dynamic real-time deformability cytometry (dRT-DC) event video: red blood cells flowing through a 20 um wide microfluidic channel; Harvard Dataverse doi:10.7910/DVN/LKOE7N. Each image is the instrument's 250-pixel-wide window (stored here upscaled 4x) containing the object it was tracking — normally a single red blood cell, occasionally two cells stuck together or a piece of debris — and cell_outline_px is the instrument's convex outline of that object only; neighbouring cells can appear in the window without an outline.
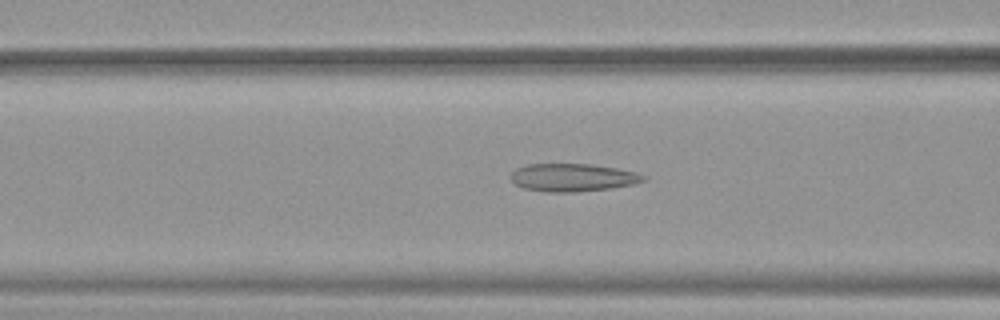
{"species": "common noctule bat (a hibernating species)", "species_latin": "Nyctalus noctula", "temperature_condition": "warm", "stored_images_in_passage": 51, "camera_frame_rate_fps": 3000, "um_per_image_px": 0.085, "animal": {"sex": "female", "body_mass_g": 19.9}, "frame": {"image": 1, "passage_image": 20, "time_ms": 6.333, "image_size_px": [1000, 320], "cell_outline_px": [[648, 180], [636, 184], [612, 188], [576, 192], [544, 192], [524, 188], [516, 184], [508, 176], [516, 168], [528, 164], [592, 164], [616, 168], [636, 172], [648, 176]], "centroid_in_image_um": [48.72, 15.09], "position_along_channel_um": 117.9, "area_um2": 21.85}}
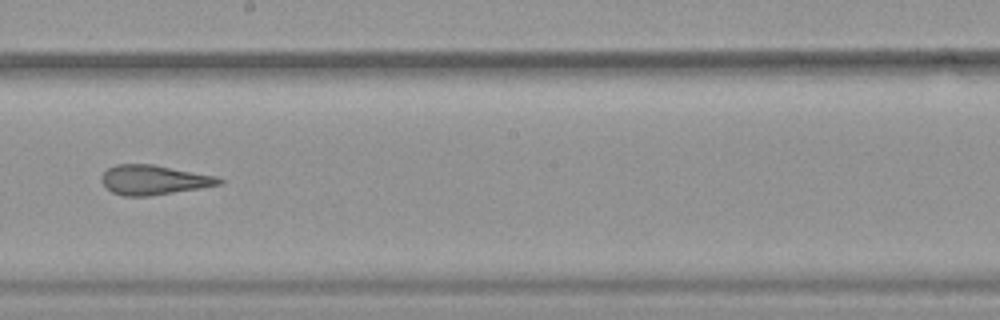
{"frame": {"image": 2, "passage_image": 29, "time_ms": 9.333, "image_size_px": [1000, 320], "cell_outline_px": [[224, 184], [200, 188], [148, 196], [124, 196], [112, 192], [100, 180], [100, 176], [108, 168], [116, 164], [152, 164], [216, 176], [224, 180]], "centroid_in_image_um": [13.07, 15.29], "position_along_channel_um": 235.1, "area_um2": 20.23}}
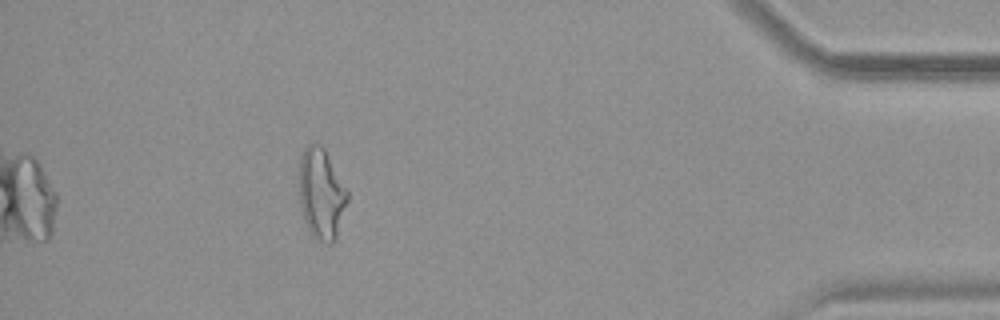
{"frame": {"image": 3, "passage_image": 46, "time_ms": 15.0, "image_size_px": [1000, 320], "cell_outline_px": [[348, 200], [336, 240], [332, 244], [324, 244], [312, 236], [304, 220], [300, 208], [300, 156], [304, 148], [308, 144], [320, 144], [324, 148], [348, 192]], "centroid_in_image_um": [27.32, 16.52], "position_along_channel_um": 407.9, "area_um2": 25.55}, "authors_computed_cell_mechanics": {"area_um2": 24.1026, "velocity_mm_per_s": 3.915, "shape_relaxation_time_tau1_ms": null, "shape_relaxation_time_tau2_ms": 2.0261, "deformation_change_tau1": null, "deformation_change_tau2": 0.1185}}